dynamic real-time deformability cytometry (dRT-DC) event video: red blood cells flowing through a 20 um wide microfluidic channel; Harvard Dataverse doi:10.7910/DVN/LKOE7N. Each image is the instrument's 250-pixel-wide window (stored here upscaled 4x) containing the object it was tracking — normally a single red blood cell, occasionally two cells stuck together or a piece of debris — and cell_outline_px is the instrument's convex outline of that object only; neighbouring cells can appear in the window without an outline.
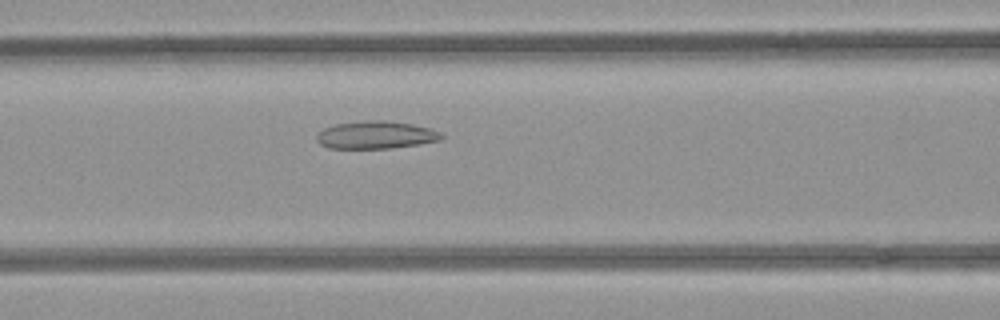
{"species": "common noctule bat (a hibernating species)", "species_latin": "Nyctalus noctula", "temperature_condition": "room temperature", "stored_images_in_passage": 36, "camera_frame_rate_fps": 3000, "um_per_image_px": 0.085, "animal": {"sex": "female", "body_mass_g": 21.9}, "frame": {"image": 1, "passage_image": 13, "time_ms": 4.0, "image_size_px": [1000, 320], "cell_outline_px": [[444, 136], [440, 140], [420, 144], [388, 148], [328, 148], [320, 144], [316, 140], [316, 136], [324, 128], [336, 124], [364, 120], [384, 120], [412, 124], [432, 128], [440, 132]], "centroid_in_image_um": [31.96, 11.46], "position_along_channel_um": 134.6, "area_um2": 20.11}}
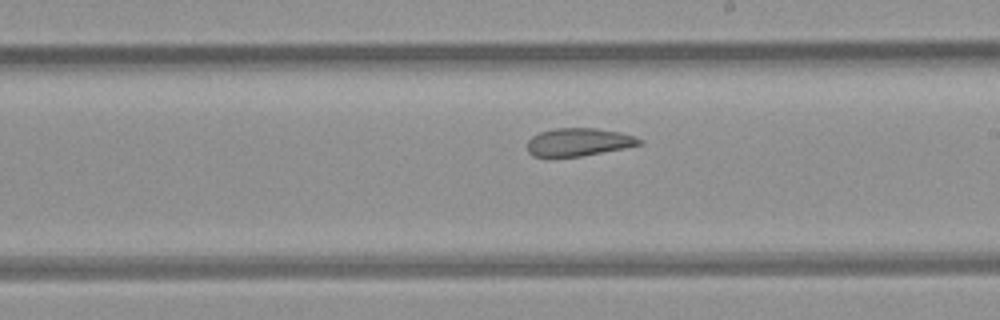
{"frame": {"image": 2, "passage_image": 21, "time_ms": 6.667, "image_size_px": [1000, 320], "cell_outline_px": [[644, 144], [624, 148], [580, 156], [552, 160], [532, 156], [528, 152], [528, 140], [532, 136], [540, 132], [556, 128], [596, 128], [620, 132], [636, 136], [644, 140]], "centroid_in_image_um": [49.16, 12.11], "position_along_channel_um": 239.8, "area_um2": 18.9}}
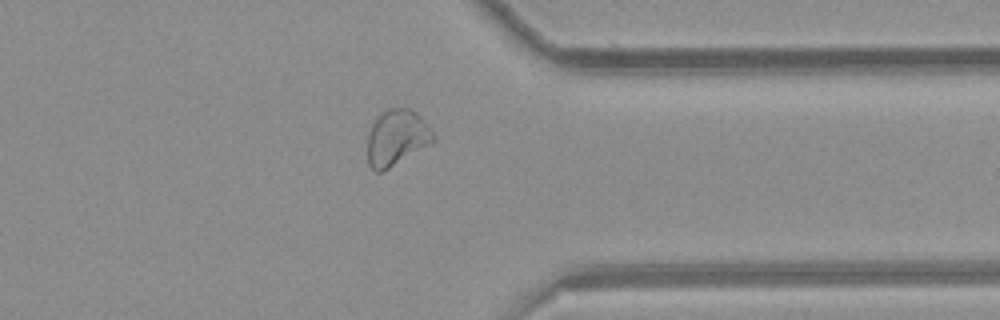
{"frame": {"image": 3, "passage_image": 32, "time_ms": 10.333, "image_size_px": [1000, 320], "cell_outline_px": [[436, 140], [432, 144], [388, 168], [380, 172], [376, 172], [368, 164], [368, 132], [376, 116], [388, 108], [408, 108], [416, 112], [424, 120], [436, 136]], "centroid_in_image_um": [33.73, 11.69], "position_along_channel_um": 377.7, "area_um2": 21.56}, "authors_computed_cell_mechanics": {"area_um2": 20.6057, "velocity_mm_per_s": 3.9429, "shape_relaxation_time_tau1_ms": null, "shape_relaxation_time_tau2_ms": 2.3765, "deformation_change_tau1": null, "deformation_change_tau2": 0.0839}}